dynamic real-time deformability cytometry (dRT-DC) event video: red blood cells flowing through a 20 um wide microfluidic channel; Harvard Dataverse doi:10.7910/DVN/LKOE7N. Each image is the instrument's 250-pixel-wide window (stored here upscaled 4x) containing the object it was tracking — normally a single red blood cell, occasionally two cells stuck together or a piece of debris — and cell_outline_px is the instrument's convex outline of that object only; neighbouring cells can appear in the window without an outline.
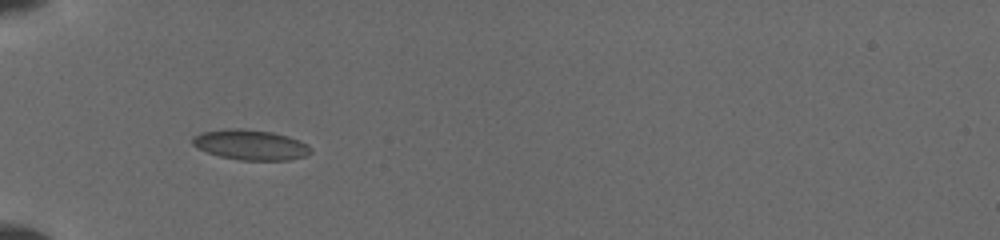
{"species": "common noctule bat (a hibernating species)", "species_latin": "Nyctalus noctula", "temperature_condition": "cold", "stored_images_in_passage": 20, "camera_frame_rate_fps": 3000, "um_per_image_px": 0.085, "animal": {"sex": "female", "body_mass_g": 19.5, "forearm_length_mm": 54.1}, "frame": {"image": 1, "passage_image": 1, "time_ms": 0.0, "image_size_px": [1000, 240], "cell_outline_px": [[312, 152], [304, 156], [288, 160], [240, 160], [220, 156], [196, 148], [192, 144], [192, 136], [204, 132], [224, 128], [240, 128], [272, 132], [288, 136], [300, 140], [308, 144], [312, 148]], "centroid_in_image_um": [21.3, 12.3], "position_along_channel_um": 63.7, "area_um2": 20.92}}
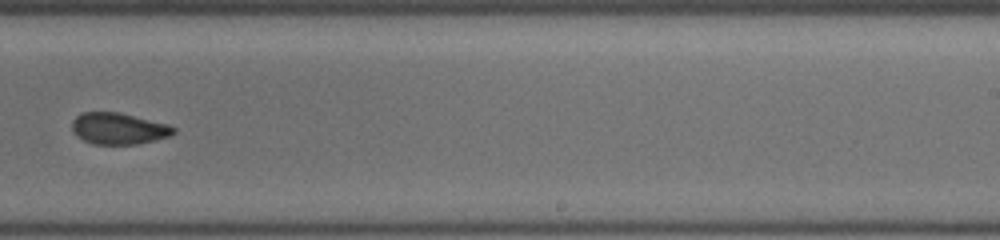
{"frame": {"image": 2, "passage_image": 9, "time_ms": 5.667, "image_size_px": [1000, 240], "cell_outline_px": [[176, 132], [168, 136], [136, 144], [92, 144], [76, 136], [72, 128], [72, 120], [80, 112], [120, 112], [168, 124], [176, 128]], "centroid_in_image_um": [10.05, 10.91], "position_along_channel_um": 279.0, "area_um2": 18.61}}
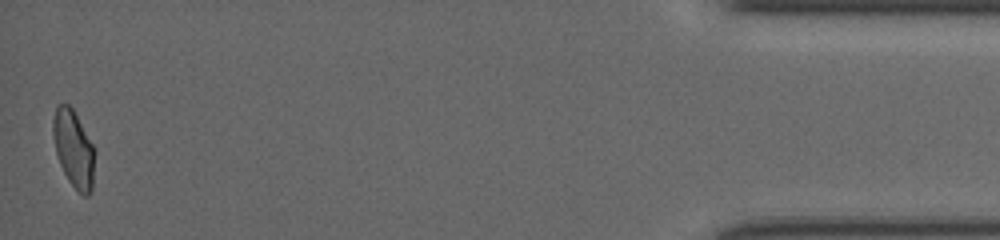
{"frame": {"image": 3, "passage_image": 20, "time_ms": 11.333, "image_size_px": [1000, 240], "cell_outline_px": [[96, 152], [92, 192], [88, 196], [84, 196], [68, 180], [60, 164], [56, 152], [52, 132], [52, 120], [56, 104], [68, 104], [72, 108], [92, 144]], "centroid_in_image_um": [6.26, 12.65], "position_along_channel_um": 428.9, "area_um2": 18.79}}